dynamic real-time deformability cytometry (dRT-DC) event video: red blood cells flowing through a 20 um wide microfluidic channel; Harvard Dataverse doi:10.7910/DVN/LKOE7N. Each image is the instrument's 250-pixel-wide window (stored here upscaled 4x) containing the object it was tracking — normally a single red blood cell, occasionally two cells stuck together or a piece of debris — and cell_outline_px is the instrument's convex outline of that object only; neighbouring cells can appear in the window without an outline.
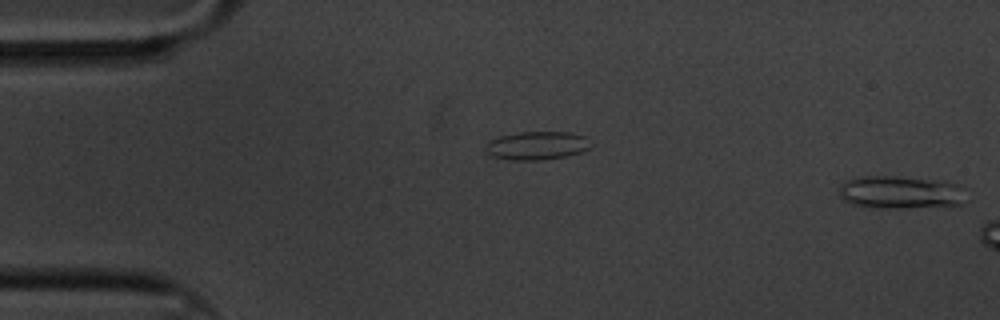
{"species": "common noctule bat (a hibernating species)", "species_latin": "Nyctalus noctula", "temperature_condition": "cold", "stored_images_in_passage": 5, "segment_of_instrument_passage": [2, 2], "camera_frame_rate_fps": 3000, "um_per_image_px": 0.085, "animal": {"sex": "male", "body_mass_g": 20.1, "forearm_length_mm": 53.5}, "frame": {"image": 1, "passage_image": 5, "time_ms": 1.333, "image_size_px": [1000, 320], "cell_outline_px": [[960, 204], [900, 208], [876, 208], [852, 204], [844, 200], [840, 196], [840, 184], [844, 180], [860, 176], [892, 176], [944, 180], [956, 184]], "centroid_in_image_um": [76.35, 16.32], "position_along_channel_um": 8.6, "area_um2": 23.7}}